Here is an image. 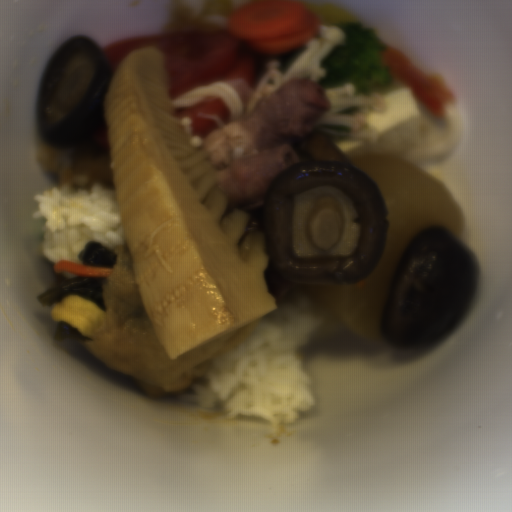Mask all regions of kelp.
<instances>
[{"mask_svg": "<svg viewBox=\"0 0 512 512\" xmlns=\"http://www.w3.org/2000/svg\"><path fill=\"white\" fill-rule=\"evenodd\" d=\"M78 259L84 266L107 267L114 269L117 261L116 252L106 248L101 243L88 241L78 253Z\"/></svg>", "mask_w": 512, "mask_h": 512, "instance_id": "2", "label": "kelp"}, {"mask_svg": "<svg viewBox=\"0 0 512 512\" xmlns=\"http://www.w3.org/2000/svg\"><path fill=\"white\" fill-rule=\"evenodd\" d=\"M54 339L59 342H63L65 339H73L82 342L88 340L84 338L75 327L64 321L57 323Z\"/></svg>", "mask_w": 512, "mask_h": 512, "instance_id": "3", "label": "kelp"}, {"mask_svg": "<svg viewBox=\"0 0 512 512\" xmlns=\"http://www.w3.org/2000/svg\"><path fill=\"white\" fill-rule=\"evenodd\" d=\"M105 281L106 279L94 277H74L43 291L37 295L36 299L39 304L48 307L62 301L63 297L68 294L78 293L106 311L102 296Z\"/></svg>", "mask_w": 512, "mask_h": 512, "instance_id": "1", "label": "kelp"}]
</instances>
